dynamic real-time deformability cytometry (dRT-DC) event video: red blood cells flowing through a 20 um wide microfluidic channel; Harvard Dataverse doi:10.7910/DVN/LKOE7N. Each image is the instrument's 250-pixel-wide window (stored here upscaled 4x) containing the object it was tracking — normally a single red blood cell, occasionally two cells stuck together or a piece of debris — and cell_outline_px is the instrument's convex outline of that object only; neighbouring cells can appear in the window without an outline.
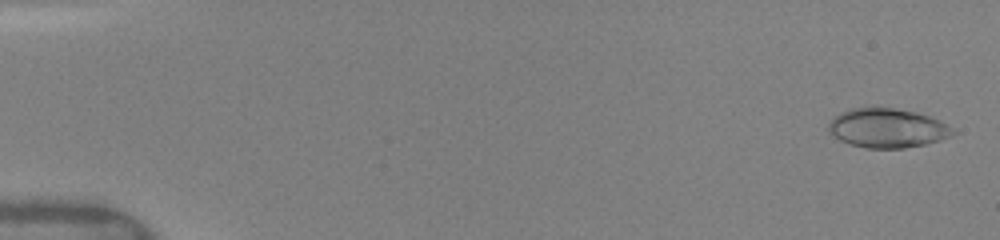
{"species": "human", "species_latin": "Homo sapiens", "temperature_condition": "warm", "stored_images_in_passage": 32, "camera_frame_rate_fps": 3000, "um_per_image_px": 0.085, "donor": {"sex": "female"}, "frame": {"image": 1, "passage_image": 1, "time_ms": 0.0, "image_size_px": [1000, 240], "cell_outline_px": [[956, 132], [952, 136], [924, 144], [904, 148], [864, 148], [840, 140], [828, 128], [828, 124], [836, 116], [852, 108], [876, 104], [916, 112], [940, 120], [952, 128]], "centroid_in_image_um": [75.44, 10.85], "position_along_channel_um": 9.6, "area_um2": 28.55}}
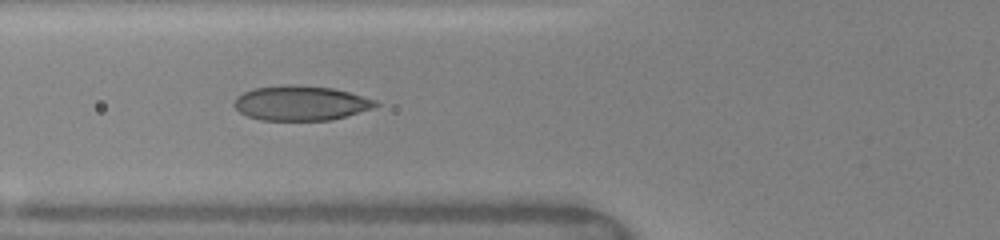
{"frame": {"image": 2, "passage_image": 13, "time_ms": 6.0, "image_size_px": [1000, 240], "cell_outline_px": [[380, 104], [372, 108], [332, 120], [260, 120], [248, 116], [240, 112], [232, 104], [236, 96], [244, 92], [256, 88], [288, 84], [292, 84], [332, 88], [348, 92], [376, 100]], "centroid_in_image_um": [25.54, 8.76], "position_along_channel_um": 100.3, "area_um2": 28.5}}
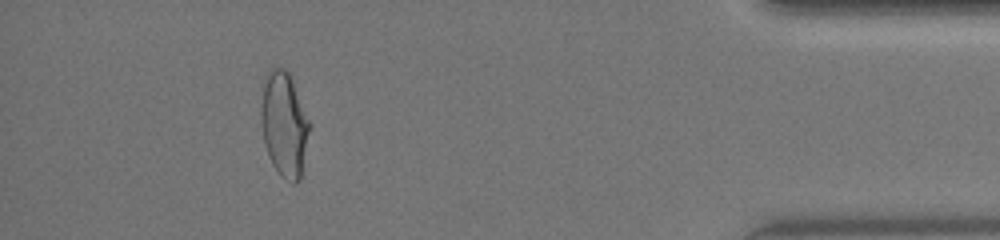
{"frame": {"image": 3, "passage_image": 29, "time_ms": 14.667, "image_size_px": [1000, 240], "cell_outline_px": [[312, 124], [300, 180], [296, 184], [292, 184], [280, 176], [272, 164], [268, 156], [264, 144], [260, 116], [260, 108], [264, 76], [268, 68], [284, 68], [288, 72], [292, 80]], "centroid_in_image_um": [24.16, 10.58], "position_along_channel_um": 411.0, "area_um2": 30.35}, "authors_computed_cell_mechanics": {"area_um2": 27.7729, "velocity_mm_per_s": 4.1132, "shape_relaxation_time_tau1_ms": 8.1987, "shape_relaxation_time_tau2_ms": 0.5707, "deformation_change_tau1": 0.2232, "deformation_change_tau2": 0.048}}